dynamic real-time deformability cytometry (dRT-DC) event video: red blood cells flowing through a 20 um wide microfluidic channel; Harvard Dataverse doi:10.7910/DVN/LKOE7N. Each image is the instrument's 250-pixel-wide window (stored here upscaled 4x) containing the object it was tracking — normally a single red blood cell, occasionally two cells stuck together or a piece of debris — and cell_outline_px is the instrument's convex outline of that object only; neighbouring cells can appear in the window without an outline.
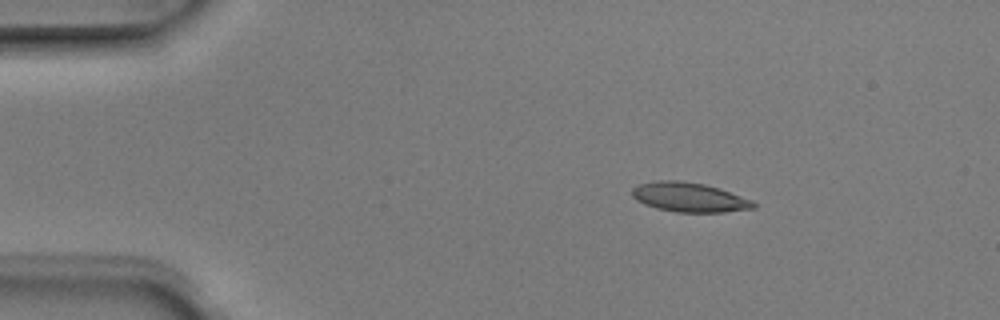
{"species": "Egyptian fruit bat (a non-hibernating species)", "species_latin": "Rousettus aegyptiacus", "temperature_condition": "room temperature", "stored_images_in_passage": 4, "camera_frame_rate_fps": 3000, "um_per_image_px": 0.085, "animal": {"sex": "male"}, "frame": {"image": 1, "passage_image": 2, "time_ms": 0.333, "image_size_px": [1000, 320], "cell_outline_px": [[756, 208], [724, 212], [676, 212], [656, 208], [644, 204], [636, 200], [632, 196], [632, 188], [640, 184], [660, 180], [680, 180], [704, 184], [752, 200], [756, 204]], "centroid_in_image_um": [58.56, 16.77], "position_along_channel_um": 26.4, "area_um2": 20.63}}
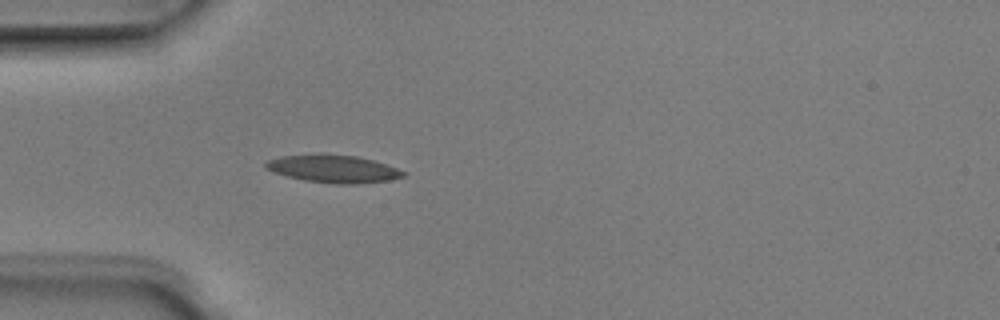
{"frame": {"image": 2, "passage_image": 4, "time_ms": 1.0, "image_size_px": [1000, 320], "cell_outline_px": [[408, 172], [404, 176], [388, 180], [356, 184], [336, 184], [304, 180], [288, 176], [264, 168], [264, 164], [268, 160], [280, 156], [324, 152], [356, 156], [372, 160]], "centroid_in_image_um": [28.31, 14.32], "position_along_channel_um": 56.7, "area_um2": 22.37}}